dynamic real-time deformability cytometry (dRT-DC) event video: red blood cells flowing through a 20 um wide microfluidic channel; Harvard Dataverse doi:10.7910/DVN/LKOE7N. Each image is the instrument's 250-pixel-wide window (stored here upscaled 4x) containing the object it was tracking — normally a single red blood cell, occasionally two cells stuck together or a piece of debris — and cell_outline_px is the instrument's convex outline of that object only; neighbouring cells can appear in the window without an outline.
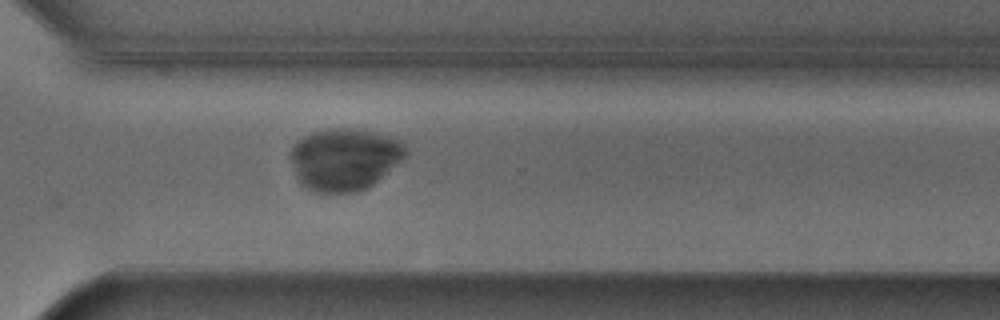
{"species": "Egyptian fruit bat (a non-hibernating species)", "species_latin": "Rousettus aegyptiacus", "temperature_condition": "cold", "stored_images_in_passage": 38, "camera_frame_rate_fps": 3000, "um_per_image_px": 0.085, "animal": {"sex": "male"}, "frame": {"image": 1, "passage_image": 31, "time_ms": 10.0, "image_size_px": [1000, 320], "cell_outline_px": [[408, 152], [400, 160], [368, 188], [356, 192], [316, 192], [300, 184], [292, 160], [292, 148], [304, 136], [312, 132], [372, 132], [396, 140], [404, 144]], "centroid_in_image_um": [29.28, 13.61], "position_along_channel_um": 341.3, "area_um2": 39.54}}